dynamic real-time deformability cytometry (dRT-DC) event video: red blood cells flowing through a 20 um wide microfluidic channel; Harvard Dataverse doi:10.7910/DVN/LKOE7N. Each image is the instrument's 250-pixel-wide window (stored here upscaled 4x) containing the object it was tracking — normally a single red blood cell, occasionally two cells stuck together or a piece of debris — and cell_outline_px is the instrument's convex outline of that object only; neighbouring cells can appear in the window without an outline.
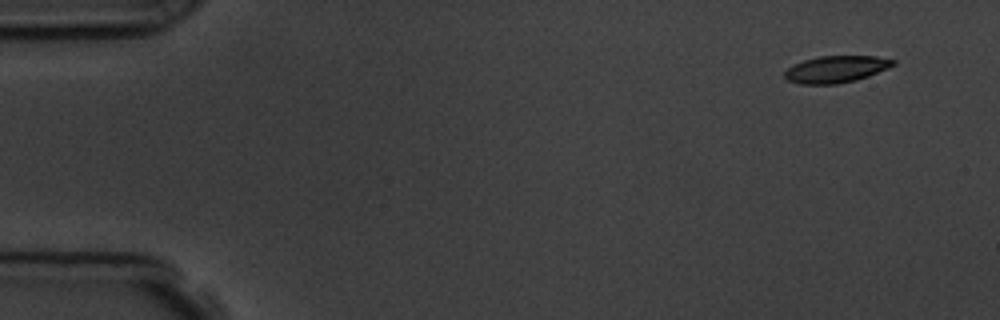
{"species": "common noctule bat (a hibernating species)", "species_latin": "Nyctalus noctula", "temperature_condition": "room temperature", "stored_images_in_passage": 5, "camera_frame_rate_fps": 3000, "um_per_image_px": 0.085, "animal": {"sex": "male", "body_mass_g": 19.5, "forearm_length_mm": 54.6}, "frame": {"image": 1, "passage_image": 1, "time_ms": 0.0, "image_size_px": [1000, 320], "cell_outline_px": [[896, 64], [888, 68], [868, 76], [856, 80], [836, 84], [800, 84], [788, 80], [784, 76], [784, 72], [792, 64], [804, 60], [820, 56], [876, 56], [896, 60]], "centroid_in_image_um": [71.06, 5.88], "position_along_channel_um": 13.9, "area_um2": 16.99}}
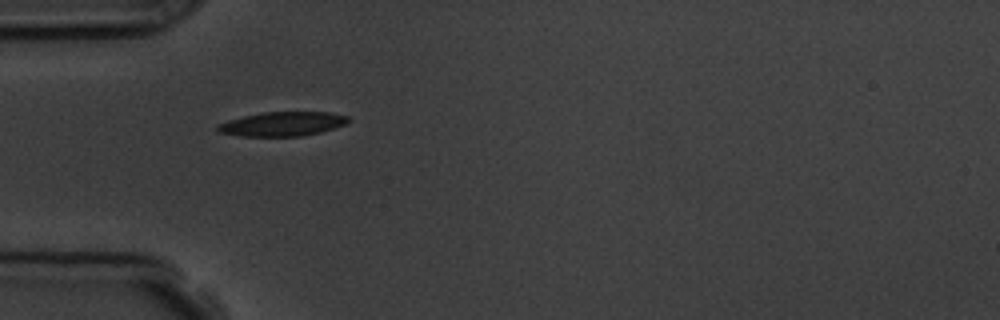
{"frame": {"image": 2, "passage_image": 4, "time_ms": 4.333, "image_size_px": [1000, 320], "cell_outline_px": [[352, 120], [348, 124], [320, 132], [300, 136], [240, 136], [216, 132], [216, 124], [228, 120], [244, 116], [264, 112], [328, 112], [348, 116]], "centroid_in_image_um": [24.01, 10.53], "position_along_channel_um": 61.0, "area_um2": 18.61}}